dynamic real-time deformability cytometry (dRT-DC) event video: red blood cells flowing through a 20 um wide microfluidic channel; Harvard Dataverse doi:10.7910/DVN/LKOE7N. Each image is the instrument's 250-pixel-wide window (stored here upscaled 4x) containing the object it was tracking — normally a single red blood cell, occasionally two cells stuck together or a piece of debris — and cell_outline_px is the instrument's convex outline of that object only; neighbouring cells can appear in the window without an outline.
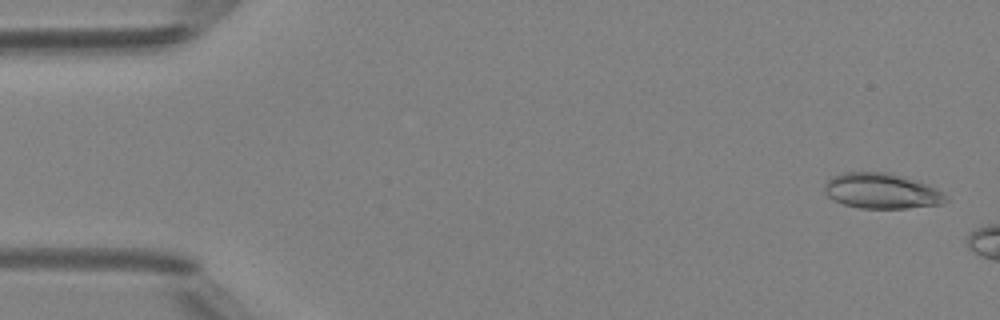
{"species": "Egyptian fruit bat (a non-hibernating species)", "species_latin": "Rousettus aegyptiacus", "temperature_condition": "room temperature", "stored_images_in_passage": 7, "camera_frame_rate_fps": 3000, "um_per_image_px": 0.085, "animal": {"sex": "female"}, "frame": {"image": 1, "passage_image": 2, "time_ms": 0.333, "image_size_px": [1000, 320], "cell_outline_px": [[948, 200], [940, 204], [908, 208], [860, 208], [844, 204], [832, 200], [824, 192], [824, 184], [832, 176], [844, 172], [892, 172], [916, 180], [936, 188], [944, 192]], "centroid_in_image_um": [74.92, 16.22], "position_along_channel_um": 10.1, "area_um2": 25.2}}